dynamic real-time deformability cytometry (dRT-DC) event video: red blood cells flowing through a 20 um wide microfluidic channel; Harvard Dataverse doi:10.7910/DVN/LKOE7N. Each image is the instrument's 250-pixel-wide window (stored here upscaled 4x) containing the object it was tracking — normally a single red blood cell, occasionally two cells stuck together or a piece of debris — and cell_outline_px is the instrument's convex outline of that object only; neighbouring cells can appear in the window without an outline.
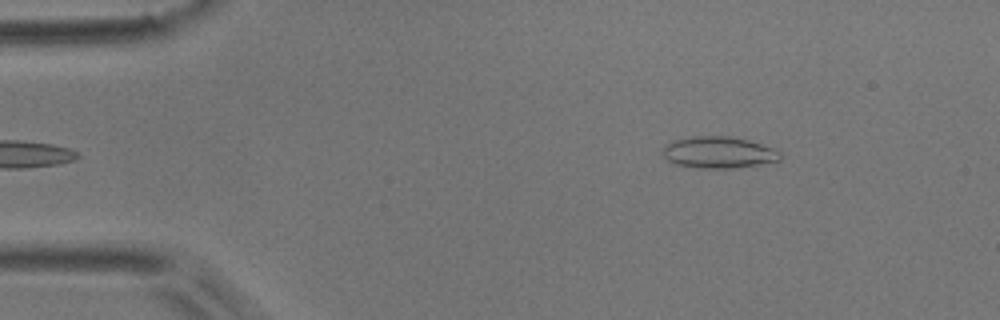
{"species": "common noctule bat (a hibernating species)", "species_latin": "Nyctalus noctula", "temperature_condition": "room temperature", "stored_images_in_passage": 5, "camera_frame_rate_fps": 3000, "um_per_image_px": 0.085, "animal": {"sex": "male", "body_mass_g": 17.9}, "frame": {"image": 1, "passage_image": 5, "time_ms": 1.333, "image_size_px": [1000, 320], "cell_outline_px": [[780, 160], [732, 168], [700, 168], [676, 164], [668, 160], [664, 156], [664, 148], [672, 140], [692, 136], [728, 136], [748, 140], [776, 148], [780, 152]], "centroid_in_image_um": [61.09, 12.94], "position_along_channel_um": 23.9, "area_um2": 21.39}}